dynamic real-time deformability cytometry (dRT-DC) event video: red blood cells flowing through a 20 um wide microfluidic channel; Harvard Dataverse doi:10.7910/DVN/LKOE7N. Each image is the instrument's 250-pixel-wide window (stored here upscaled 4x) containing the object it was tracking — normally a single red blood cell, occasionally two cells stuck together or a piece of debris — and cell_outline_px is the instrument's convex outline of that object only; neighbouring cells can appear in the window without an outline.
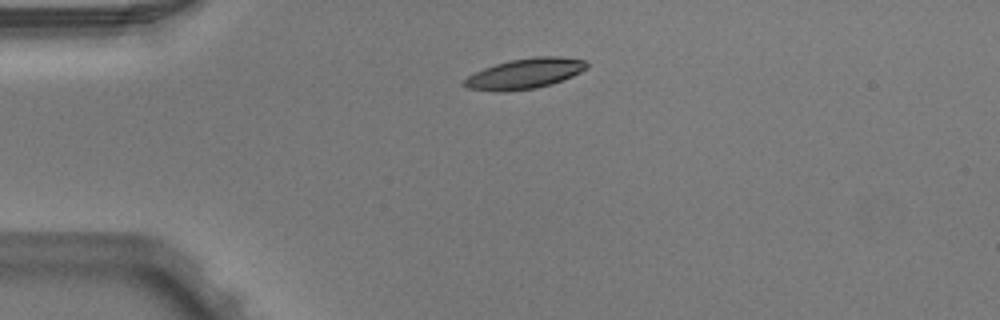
{"species": "Egyptian fruit bat (a non-hibernating species)", "species_latin": "Rousettus aegyptiacus", "temperature_condition": "warm", "stored_images_in_passage": 3, "camera_frame_rate_fps": 3000, "um_per_image_px": 0.085, "animal": {"sex": "male"}, "frame": {"image": 1, "passage_image": 1, "time_ms": 0.0, "image_size_px": [1000, 320], "cell_outline_px": [[588, 68], [572, 76], [552, 84], [536, 88], [500, 92], [492, 92], [468, 88], [460, 84], [468, 76], [484, 68], [496, 64], [512, 60], [536, 56], [560, 56], [584, 60], [588, 64]], "centroid_in_image_um": [44.6, 6.26], "position_along_channel_um": 40.4, "area_um2": 21.68}}
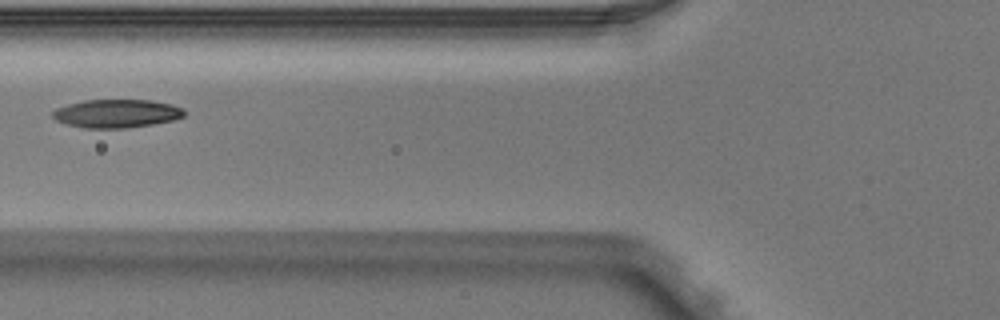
{"frame": {"image": 2, "passage_image": 3, "time_ms": 0.667, "image_size_px": [1000, 320], "cell_outline_px": [[184, 116], [172, 120], [152, 124], [124, 128], [84, 128], [64, 124], [56, 120], [52, 116], [52, 112], [56, 108], [68, 104], [84, 100], [148, 100], [172, 104], [184, 108]], "centroid_in_image_um": [9.88, 9.65], "position_along_channel_um": 115.9, "area_um2": 21.73}}